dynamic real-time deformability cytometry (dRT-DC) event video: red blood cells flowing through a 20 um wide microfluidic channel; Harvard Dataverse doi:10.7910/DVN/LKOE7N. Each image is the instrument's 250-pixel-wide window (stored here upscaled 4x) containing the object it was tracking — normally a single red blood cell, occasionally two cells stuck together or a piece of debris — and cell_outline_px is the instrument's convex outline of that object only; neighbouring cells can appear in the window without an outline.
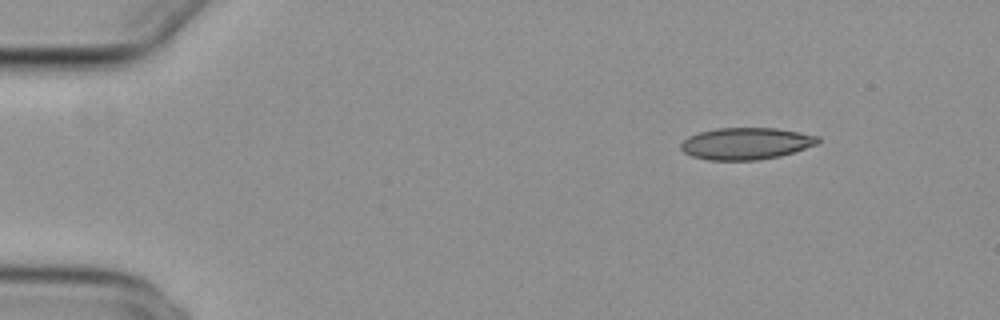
{"species": "common noctule bat (a hibernating species)", "species_latin": "Nyctalus noctula", "temperature_condition": "cold", "stored_images_in_passage": 48, "camera_frame_rate_fps": 3000, "um_per_image_px": 0.085, "animal": {"sex": "female", "body_mass_g": 29.2, "forearm_length_mm": 56.3}, "frame": {"image": 1, "passage_image": 1, "time_ms": 0.0, "image_size_px": [1000, 320], "cell_outline_px": [[820, 140], [816, 144], [780, 156], [756, 160], [708, 160], [692, 156], [684, 152], [680, 148], [680, 144], [688, 136], [700, 132], [716, 128], [776, 128], [800, 132], [820, 136]], "centroid_in_image_um": [63.4, 12.19], "position_along_channel_um": 21.6, "area_um2": 25.37}}
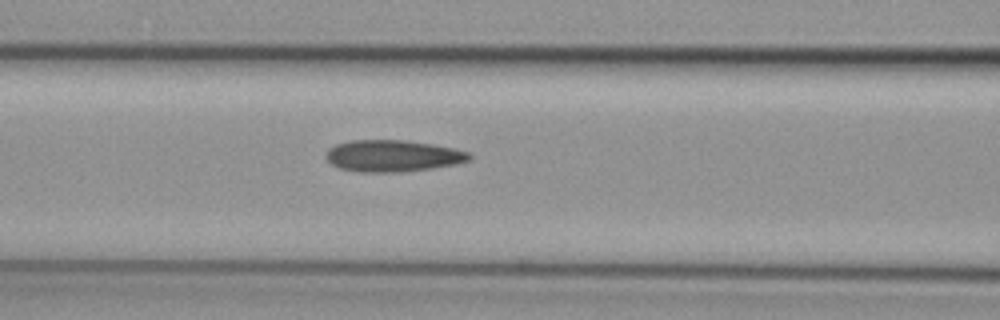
{"frame": {"image": 2, "passage_image": 17, "time_ms": 5.333, "image_size_px": [1000, 320], "cell_outline_px": [[472, 156], [468, 160], [456, 164], [400, 172], [360, 172], [340, 168], [332, 164], [324, 156], [328, 148], [336, 144], [352, 140], [404, 140], [432, 144], [452, 148], [468, 152]], "centroid_in_image_um": [33.34, 13.24], "position_along_channel_um": 133.3, "area_um2": 26.24}}
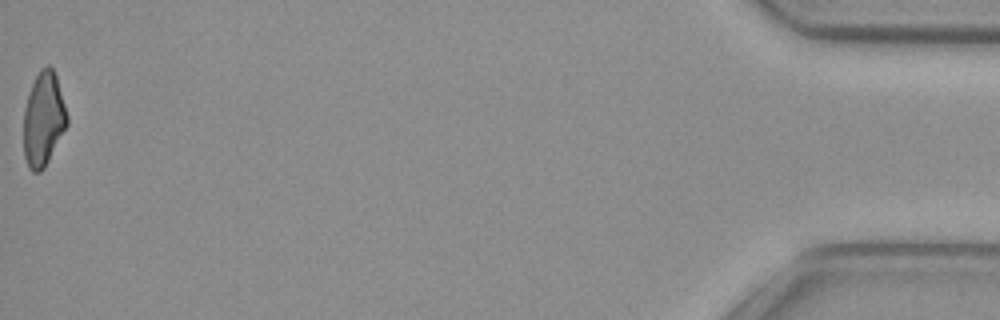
{"frame": {"image": 3, "passage_image": 48, "time_ms": 15.667, "image_size_px": [1000, 320], "cell_outline_px": [[68, 124], [44, 168], [40, 172], [32, 172], [28, 168], [24, 156], [24, 108], [28, 92], [40, 68], [48, 64], [52, 68], [56, 76], [68, 116]], "centroid_in_image_um": [3.68, 10.13], "position_along_channel_um": 431.5, "area_um2": 23.81}, "authors_computed_cell_mechanics": {"area_um2": 25.7788, "velocity_mm_per_s": 3.853, "shape_relaxation_time_tau1_ms": null, "shape_relaxation_time_tau2_ms": 3.233, "deformation_change_tau1": null, "deformation_change_tau2": 0.1167}}